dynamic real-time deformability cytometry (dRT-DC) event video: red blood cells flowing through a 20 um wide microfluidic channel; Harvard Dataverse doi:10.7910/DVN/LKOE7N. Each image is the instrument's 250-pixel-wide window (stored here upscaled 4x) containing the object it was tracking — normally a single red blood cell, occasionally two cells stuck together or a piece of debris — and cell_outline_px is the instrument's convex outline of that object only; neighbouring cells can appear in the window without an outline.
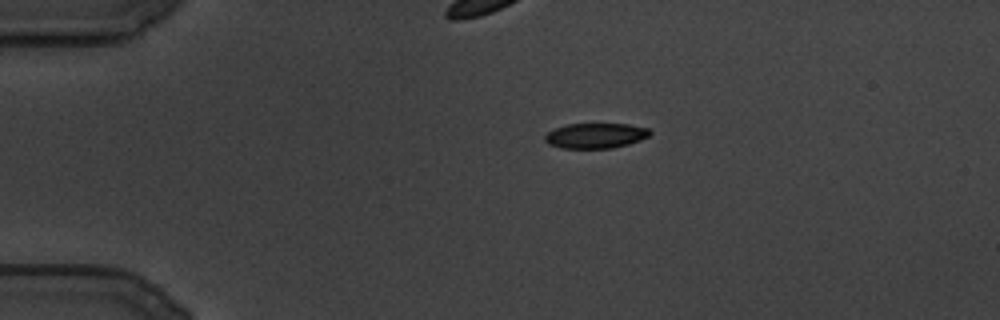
{"species": "common noctule bat (a hibernating species)", "species_latin": "Nyctalus noctula", "temperature_condition": "cold", "stored_images_in_passage": 91, "camera_frame_rate_fps": 3000, "um_per_image_px": 0.085, "animal": {"sex": "male", "body_mass_g": 19.5, "forearm_length_mm": 54.6}, "frame": {"image": 1, "passage_image": 1, "time_ms": 0.0, "image_size_px": [1000, 320], "cell_outline_px": [[652, 132], [648, 136], [640, 140], [628, 144], [612, 148], [560, 148], [548, 144], [544, 140], [544, 136], [548, 132], [556, 128], [568, 124], [628, 124], [648, 128]], "centroid_in_image_um": [50.61, 11.53], "position_along_channel_um": 34.4, "area_um2": 15.37}}
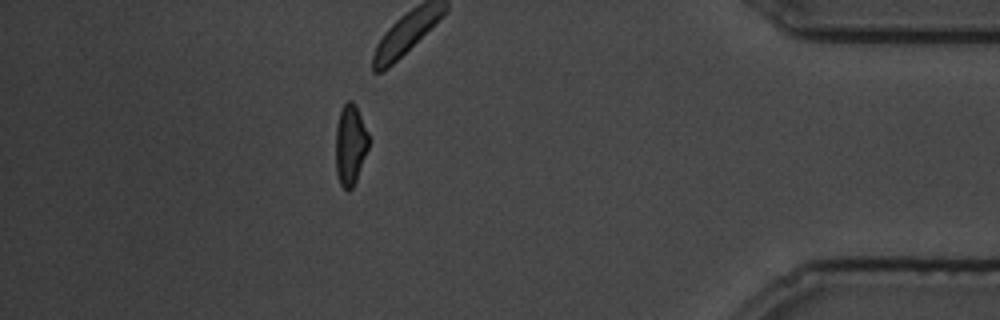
{"frame": {"image": 2, "passage_image": 83, "time_ms": 27.333, "image_size_px": [1000, 320], "cell_outline_px": [[368, 148], [356, 180], [352, 188], [348, 192], [340, 184], [336, 172], [336, 124], [340, 112], [344, 104], [348, 100], [352, 100], [356, 104], [368, 132]], "centroid_in_image_um": [29.77, 12.28], "position_along_channel_um": 405.4, "area_um2": 15.49}}